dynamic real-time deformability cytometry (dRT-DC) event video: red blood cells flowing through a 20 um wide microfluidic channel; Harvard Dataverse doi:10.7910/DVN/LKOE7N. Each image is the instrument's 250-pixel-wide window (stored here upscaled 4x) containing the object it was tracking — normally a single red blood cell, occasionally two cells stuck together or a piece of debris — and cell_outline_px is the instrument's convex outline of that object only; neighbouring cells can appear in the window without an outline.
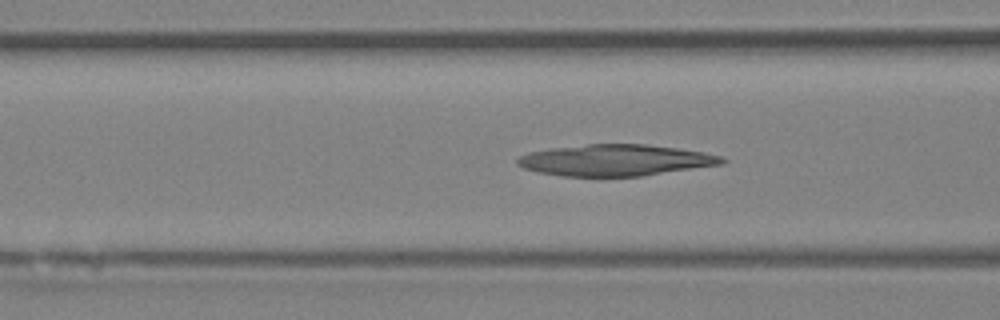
{"species": "Egyptian fruit bat (a non-hibernating species)", "species_latin": "Rousettus aegyptiacus", "temperature_condition": "room temperature", "stored_images_in_passage": 52, "camera_frame_rate_fps": 3000, "um_per_image_px": 0.085, "animal": {"sex": "female"}, "frame": {"image": 1, "passage_image": 20, "time_ms": 6.333, "image_size_px": [1000, 320], "cell_outline_px": [[728, 160], [724, 164], [644, 176], [560, 176], [536, 172], [524, 168], [516, 164], [516, 160], [520, 156], [528, 152], [552, 148], [588, 144], [648, 144], [704, 152], [720, 156]], "centroid_in_image_um": [52.32, 13.62], "position_along_channel_um": 114.3, "area_um2": 37.57}}
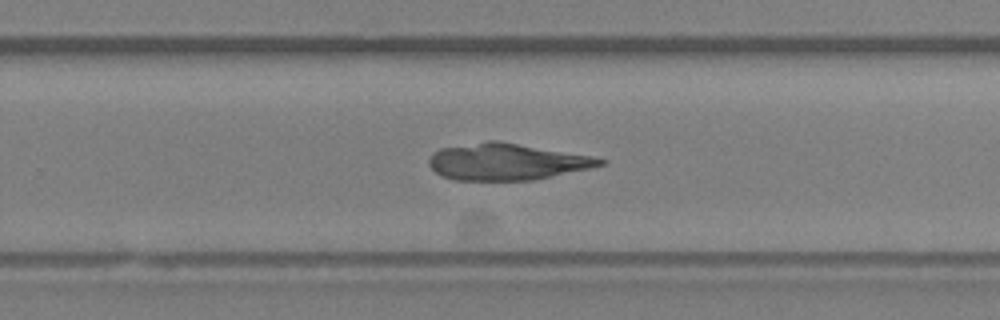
{"frame": {"image": 2, "passage_image": 33, "time_ms": 10.667, "image_size_px": [1000, 320], "cell_outline_px": [[608, 160], [604, 164], [588, 168], [532, 180], [456, 180], [440, 176], [428, 164], [428, 160], [432, 152], [440, 148], [488, 140], [496, 140], [592, 156]], "centroid_in_image_um": [43.01, 13.74], "position_along_channel_um": 286.8, "area_um2": 36.3}}
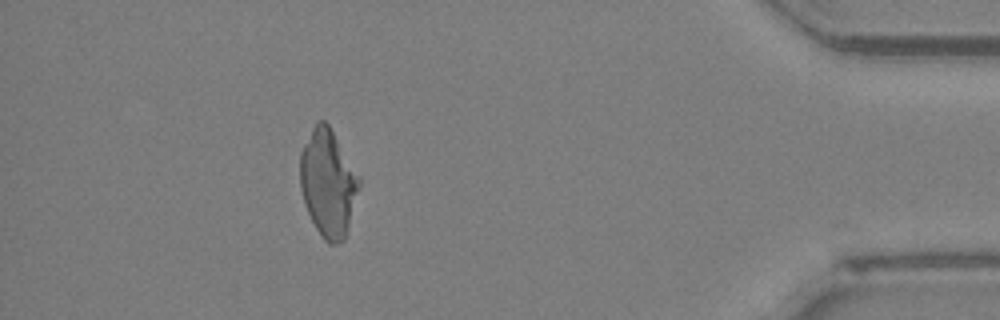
{"frame": {"image": 3, "passage_image": 46, "time_ms": 15.0, "image_size_px": [1000, 320], "cell_outline_px": [[360, 184], [344, 240], [336, 244], [328, 244], [320, 236], [304, 204], [300, 188], [300, 152], [316, 120], [324, 120], [328, 124], [360, 176]], "centroid_in_image_um": [27.87, 15.55], "position_along_channel_um": 407.3, "area_um2": 36.7}}